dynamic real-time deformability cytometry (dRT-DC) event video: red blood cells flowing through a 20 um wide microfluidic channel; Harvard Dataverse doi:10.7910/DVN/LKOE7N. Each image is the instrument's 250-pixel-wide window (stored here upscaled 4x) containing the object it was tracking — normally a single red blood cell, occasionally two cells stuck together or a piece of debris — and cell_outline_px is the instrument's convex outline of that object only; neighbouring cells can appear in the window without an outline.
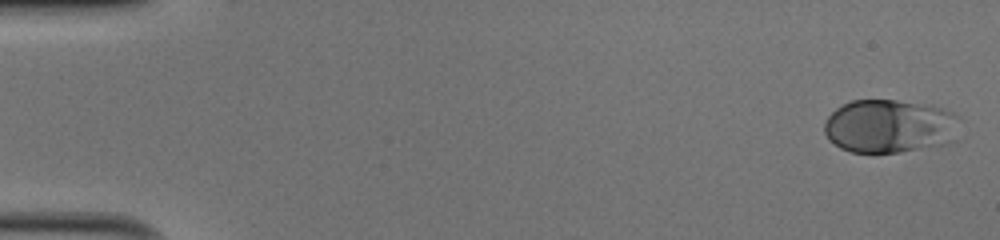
{"species": "human", "species_latin": "Homo sapiens", "temperature_condition": "cold", "stored_images_in_passage": 50, "camera_frame_rate_fps": 3000, "um_per_image_px": 0.085, "donor": {"sex": "male"}, "frame": {"image": 1, "passage_image": 1, "time_ms": 0.0, "image_size_px": [1000, 240], "cell_outline_px": [[964, 120], [956, 140], [948, 144], [900, 152], [852, 152], [840, 148], [828, 140], [824, 132], [824, 124], [828, 116], [836, 108], [852, 100], [896, 100], [944, 108], [960, 116]], "centroid_in_image_um": [75.7, 10.73], "position_along_channel_um": 9.3, "area_um2": 43.0}}
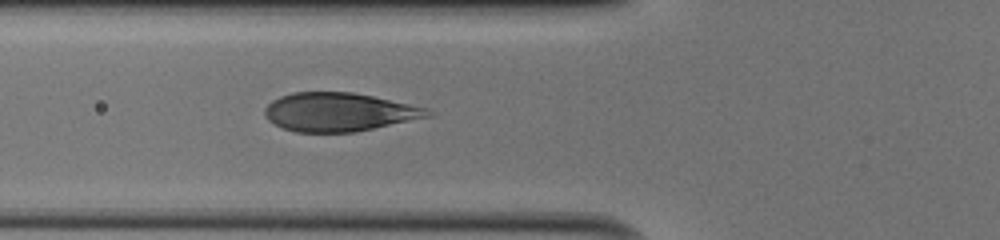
{"frame": {"image": 2, "passage_image": 19, "time_ms": 6.0, "image_size_px": [1000, 240], "cell_outline_px": [[432, 116], [356, 132], [296, 132], [284, 128], [268, 120], [264, 116], [264, 108], [272, 100], [280, 96], [292, 92], [352, 92], [372, 96], [428, 108], [432, 112]], "centroid_in_image_um": [28.8, 9.52], "position_along_channel_um": 97.0, "area_um2": 36.59}}
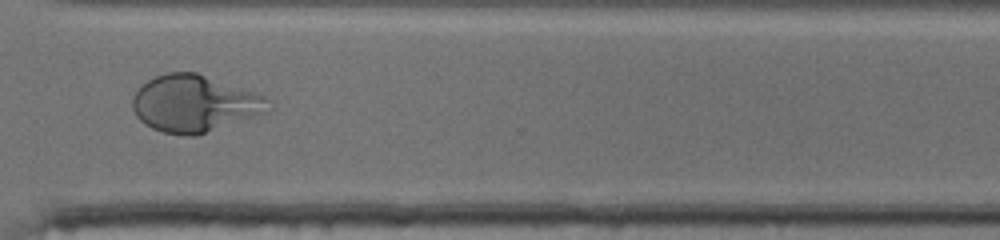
{"frame": {"image": 3, "passage_image": 38, "time_ms": 12.333, "image_size_px": [1000, 240], "cell_outline_px": [[272, 108], [268, 112], [196, 136], [184, 136], [164, 132], [152, 128], [144, 124], [136, 116], [132, 108], [132, 96], [148, 80], [156, 76], [168, 72], [196, 72], [268, 96], [272, 100]], "centroid_in_image_um": [16.58, 8.81], "position_along_channel_um": 354.0, "area_um2": 45.37}}